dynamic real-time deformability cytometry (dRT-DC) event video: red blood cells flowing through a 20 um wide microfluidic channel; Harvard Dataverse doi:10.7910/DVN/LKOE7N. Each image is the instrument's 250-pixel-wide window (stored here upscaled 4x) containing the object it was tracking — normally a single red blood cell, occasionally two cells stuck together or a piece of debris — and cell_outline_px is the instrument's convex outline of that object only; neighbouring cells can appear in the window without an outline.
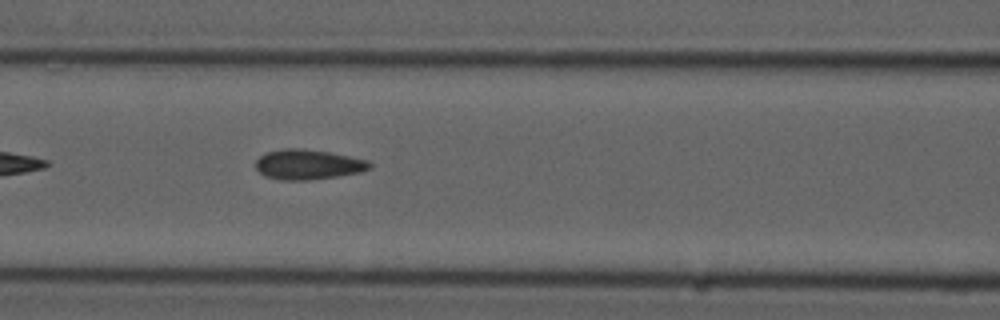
{"species": "common noctule bat (a hibernating species)", "species_latin": "Nyctalus noctula", "temperature_condition": "cold", "stored_images_in_passage": 19, "camera_frame_rate_fps": 3000, "um_per_image_px": 0.085, "animal": {"sex": "male", "forearm_length_mm": 52.5}, "frame": {"image": 1, "passage_image": 6, "time_ms": 1.667, "image_size_px": [1000, 320], "cell_outline_px": [[372, 168], [360, 172], [340, 176], [308, 180], [280, 180], [264, 176], [256, 168], [256, 160], [260, 156], [268, 152], [284, 148], [300, 148], [328, 152], [368, 160], [372, 164]], "centroid_in_image_um": [26.19, 13.99], "position_along_channel_um": 140.4, "area_um2": 19.94}}
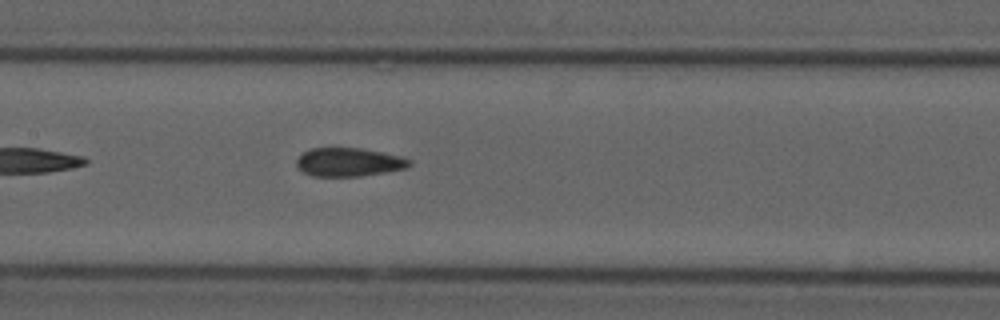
{"frame": {"image": 2, "passage_image": 9, "time_ms": 2.667, "image_size_px": [1000, 320], "cell_outline_px": [[412, 164], [404, 168], [384, 172], [360, 176], [312, 176], [304, 172], [296, 164], [296, 160], [304, 152], [312, 148], [360, 148], [400, 156], [412, 160]], "centroid_in_image_um": [29.65, 13.78], "position_along_channel_um": 177.8, "area_um2": 18.5}}
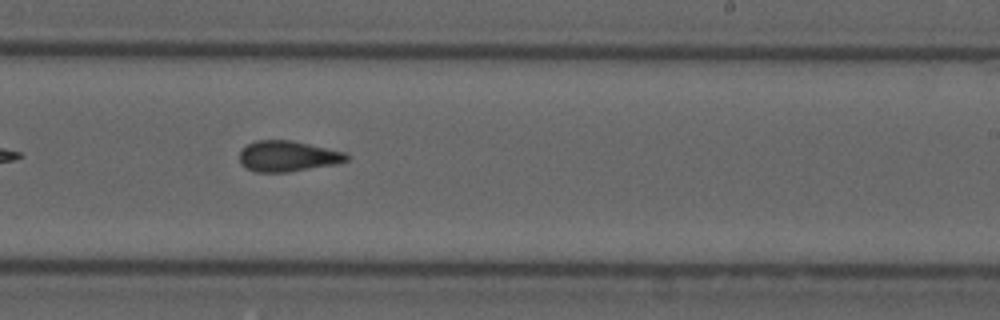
{"frame": {"image": 3, "passage_image": 16, "time_ms": 5.0, "image_size_px": [1000, 320], "cell_outline_px": [[348, 160], [336, 164], [288, 172], [256, 172], [240, 164], [240, 152], [248, 144], [256, 140], [292, 140], [344, 152], [348, 156]], "centroid_in_image_um": [24.45, 13.28], "position_along_channel_um": 264.6, "area_um2": 19.02}}